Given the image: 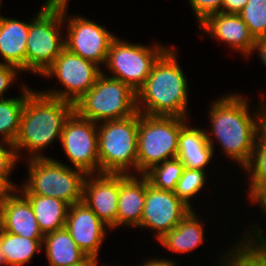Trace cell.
Wrapping results in <instances>:
<instances>
[{
	"instance_id": "cell-6",
	"label": "cell",
	"mask_w": 266,
	"mask_h": 266,
	"mask_svg": "<svg viewBox=\"0 0 266 266\" xmlns=\"http://www.w3.org/2000/svg\"><path fill=\"white\" fill-rule=\"evenodd\" d=\"M29 178L20 194H35L59 198L69 206L82 202L83 186L87 174L80 169L68 167L49 157L28 158Z\"/></svg>"
},
{
	"instance_id": "cell-36",
	"label": "cell",
	"mask_w": 266,
	"mask_h": 266,
	"mask_svg": "<svg viewBox=\"0 0 266 266\" xmlns=\"http://www.w3.org/2000/svg\"><path fill=\"white\" fill-rule=\"evenodd\" d=\"M13 190L14 189L0 176V204Z\"/></svg>"
},
{
	"instance_id": "cell-24",
	"label": "cell",
	"mask_w": 266,
	"mask_h": 266,
	"mask_svg": "<svg viewBox=\"0 0 266 266\" xmlns=\"http://www.w3.org/2000/svg\"><path fill=\"white\" fill-rule=\"evenodd\" d=\"M43 239H29L8 233L0 228V246L5 263L23 266L30 262L34 253L43 246Z\"/></svg>"
},
{
	"instance_id": "cell-3",
	"label": "cell",
	"mask_w": 266,
	"mask_h": 266,
	"mask_svg": "<svg viewBox=\"0 0 266 266\" xmlns=\"http://www.w3.org/2000/svg\"><path fill=\"white\" fill-rule=\"evenodd\" d=\"M73 112L71 102L32 91L24 104L19 132L13 143L18 158L20 148V151L28 150L31 159L46 158L37 154L38 150L50 145L55 138L61 140L64 124Z\"/></svg>"
},
{
	"instance_id": "cell-31",
	"label": "cell",
	"mask_w": 266,
	"mask_h": 266,
	"mask_svg": "<svg viewBox=\"0 0 266 266\" xmlns=\"http://www.w3.org/2000/svg\"><path fill=\"white\" fill-rule=\"evenodd\" d=\"M4 145L7 147H4ZM8 146H10L8 148ZM11 148V149H10ZM9 149V150H8ZM18 160V156L13 144L5 142L0 143V176L14 189L17 187L9 180L8 176L10 175L13 167Z\"/></svg>"
},
{
	"instance_id": "cell-32",
	"label": "cell",
	"mask_w": 266,
	"mask_h": 266,
	"mask_svg": "<svg viewBox=\"0 0 266 266\" xmlns=\"http://www.w3.org/2000/svg\"><path fill=\"white\" fill-rule=\"evenodd\" d=\"M199 25L209 16L222 12L223 0H188ZM221 9V10H220Z\"/></svg>"
},
{
	"instance_id": "cell-42",
	"label": "cell",
	"mask_w": 266,
	"mask_h": 266,
	"mask_svg": "<svg viewBox=\"0 0 266 266\" xmlns=\"http://www.w3.org/2000/svg\"><path fill=\"white\" fill-rule=\"evenodd\" d=\"M2 264L4 265V264H6V263H5V260H4L3 255H2L1 246H0V266H1Z\"/></svg>"
},
{
	"instance_id": "cell-15",
	"label": "cell",
	"mask_w": 266,
	"mask_h": 266,
	"mask_svg": "<svg viewBox=\"0 0 266 266\" xmlns=\"http://www.w3.org/2000/svg\"><path fill=\"white\" fill-rule=\"evenodd\" d=\"M107 225L82 201L68 207L65 228L87 256L98 257Z\"/></svg>"
},
{
	"instance_id": "cell-29",
	"label": "cell",
	"mask_w": 266,
	"mask_h": 266,
	"mask_svg": "<svg viewBox=\"0 0 266 266\" xmlns=\"http://www.w3.org/2000/svg\"><path fill=\"white\" fill-rule=\"evenodd\" d=\"M238 14L254 39L266 36V0H248Z\"/></svg>"
},
{
	"instance_id": "cell-16",
	"label": "cell",
	"mask_w": 266,
	"mask_h": 266,
	"mask_svg": "<svg viewBox=\"0 0 266 266\" xmlns=\"http://www.w3.org/2000/svg\"><path fill=\"white\" fill-rule=\"evenodd\" d=\"M13 193L0 204V228L8 233L29 239H43L34 210L28 199L22 194Z\"/></svg>"
},
{
	"instance_id": "cell-39",
	"label": "cell",
	"mask_w": 266,
	"mask_h": 266,
	"mask_svg": "<svg viewBox=\"0 0 266 266\" xmlns=\"http://www.w3.org/2000/svg\"><path fill=\"white\" fill-rule=\"evenodd\" d=\"M97 257L96 256H86L80 262L72 266H97Z\"/></svg>"
},
{
	"instance_id": "cell-17",
	"label": "cell",
	"mask_w": 266,
	"mask_h": 266,
	"mask_svg": "<svg viewBox=\"0 0 266 266\" xmlns=\"http://www.w3.org/2000/svg\"><path fill=\"white\" fill-rule=\"evenodd\" d=\"M200 26L212 38L220 39L247 57L252 55L255 39L239 14L219 12L209 16Z\"/></svg>"
},
{
	"instance_id": "cell-40",
	"label": "cell",
	"mask_w": 266,
	"mask_h": 266,
	"mask_svg": "<svg viewBox=\"0 0 266 266\" xmlns=\"http://www.w3.org/2000/svg\"><path fill=\"white\" fill-rule=\"evenodd\" d=\"M253 201L259 203L263 213H266V190L262 191Z\"/></svg>"
},
{
	"instance_id": "cell-13",
	"label": "cell",
	"mask_w": 266,
	"mask_h": 266,
	"mask_svg": "<svg viewBox=\"0 0 266 266\" xmlns=\"http://www.w3.org/2000/svg\"><path fill=\"white\" fill-rule=\"evenodd\" d=\"M67 20L65 48L97 65L106 63L110 45L116 36L86 17L73 16Z\"/></svg>"
},
{
	"instance_id": "cell-10",
	"label": "cell",
	"mask_w": 266,
	"mask_h": 266,
	"mask_svg": "<svg viewBox=\"0 0 266 266\" xmlns=\"http://www.w3.org/2000/svg\"><path fill=\"white\" fill-rule=\"evenodd\" d=\"M96 63L84 59L65 48L52 65L41 75L56 76L65 90H47L43 94L75 104L95 84L102 73Z\"/></svg>"
},
{
	"instance_id": "cell-27",
	"label": "cell",
	"mask_w": 266,
	"mask_h": 266,
	"mask_svg": "<svg viewBox=\"0 0 266 266\" xmlns=\"http://www.w3.org/2000/svg\"><path fill=\"white\" fill-rule=\"evenodd\" d=\"M184 169L185 166L176 157L153 166L144 175L153 187L174 192Z\"/></svg>"
},
{
	"instance_id": "cell-21",
	"label": "cell",
	"mask_w": 266,
	"mask_h": 266,
	"mask_svg": "<svg viewBox=\"0 0 266 266\" xmlns=\"http://www.w3.org/2000/svg\"><path fill=\"white\" fill-rule=\"evenodd\" d=\"M202 227L194 210H191L174 229L166 232L158 240L172 252L186 253L202 244Z\"/></svg>"
},
{
	"instance_id": "cell-5",
	"label": "cell",
	"mask_w": 266,
	"mask_h": 266,
	"mask_svg": "<svg viewBox=\"0 0 266 266\" xmlns=\"http://www.w3.org/2000/svg\"><path fill=\"white\" fill-rule=\"evenodd\" d=\"M186 119L138 112V174L144 175L153 166L177 157L179 134L186 125Z\"/></svg>"
},
{
	"instance_id": "cell-33",
	"label": "cell",
	"mask_w": 266,
	"mask_h": 266,
	"mask_svg": "<svg viewBox=\"0 0 266 266\" xmlns=\"http://www.w3.org/2000/svg\"><path fill=\"white\" fill-rule=\"evenodd\" d=\"M18 71L20 70L15 66L0 64V99H4L3 94L15 80Z\"/></svg>"
},
{
	"instance_id": "cell-22",
	"label": "cell",
	"mask_w": 266,
	"mask_h": 266,
	"mask_svg": "<svg viewBox=\"0 0 266 266\" xmlns=\"http://www.w3.org/2000/svg\"><path fill=\"white\" fill-rule=\"evenodd\" d=\"M42 244L45 246L49 266H72L87 256L65 227L45 234Z\"/></svg>"
},
{
	"instance_id": "cell-1",
	"label": "cell",
	"mask_w": 266,
	"mask_h": 266,
	"mask_svg": "<svg viewBox=\"0 0 266 266\" xmlns=\"http://www.w3.org/2000/svg\"><path fill=\"white\" fill-rule=\"evenodd\" d=\"M242 97L231 94L218 99L211 106L209 118L211 133L225 154L245 167L251 159L262 125L261 111L252 117L248 112V101Z\"/></svg>"
},
{
	"instance_id": "cell-35",
	"label": "cell",
	"mask_w": 266,
	"mask_h": 266,
	"mask_svg": "<svg viewBox=\"0 0 266 266\" xmlns=\"http://www.w3.org/2000/svg\"><path fill=\"white\" fill-rule=\"evenodd\" d=\"M258 50L259 57L263 61L264 65L266 66V36L259 37L255 39V43L252 49V52Z\"/></svg>"
},
{
	"instance_id": "cell-8",
	"label": "cell",
	"mask_w": 266,
	"mask_h": 266,
	"mask_svg": "<svg viewBox=\"0 0 266 266\" xmlns=\"http://www.w3.org/2000/svg\"><path fill=\"white\" fill-rule=\"evenodd\" d=\"M101 123L97 127L100 173L131 174L129 167L137 169L138 111Z\"/></svg>"
},
{
	"instance_id": "cell-41",
	"label": "cell",
	"mask_w": 266,
	"mask_h": 266,
	"mask_svg": "<svg viewBox=\"0 0 266 266\" xmlns=\"http://www.w3.org/2000/svg\"><path fill=\"white\" fill-rule=\"evenodd\" d=\"M263 106L261 108V125H262V130L266 132V104L263 102Z\"/></svg>"
},
{
	"instance_id": "cell-20",
	"label": "cell",
	"mask_w": 266,
	"mask_h": 266,
	"mask_svg": "<svg viewBox=\"0 0 266 266\" xmlns=\"http://www.w3.org/2000/svg\"><path fill=\"white\" fill-rule=\"evenodd\" d=\"M29 23L0 16V54L4 64L26 71Z\"/></svg>"
},
{
	"instance_id": "cell-26",
	"label": "cell",
	"mask_w": 266,
	"mask_h": 266,
	"mask_svg": "<svg viewBox=\"0 0 266 266\" xmlns=\"http://www.w3.org/2000/svg\"><path fill=\"white\" fill-rule=\"evenodd\" d=\"M244 169L251 173L248 196L252 202L262 191L266 190V132L262 129L257 135L251 159Z\"/></svg>"
},
{
	"instance_id": "cell-34",
	"label": "cell",
	"mask_w": 266,
	"mask_h": 266,
	"mask_svg": "<svg viewBox=\"0 0 266 266\" xmlns=\"http://www.w3.org/2000/svg\"><path fill=\"white\" fill-rule=\"evenodd\" d=\"M247 2L248 0H223L222 12L238 14Z\"/></svg>"
},
{
	"instance_id": "cell-9",
	"label": "cell",
	"mask_w": 266,
	"mask_h": 266,
	"mask_svg": "<svg viewBox=\"0 0 266 266\" xmlns=\"http://www.w3.org/2000/svg\"><path fill=\"white\" fill-rule=\"evenodd\" d=\"M167 50L159 44L151 48L130 44L117 37L110 45L106 67L114 74L112 78L119 79L137 93L150 75L154 64Z\"/></svg>"
},
{
	"instance_id": "cell-7",
	"label": "cell",
	"mask_w": 266,
	"mask_h": 266,
	"mask_svg": "<svg viewBox=\"0 0 266 266\" xmlns=\"http://www.w3.org/2000/svg\"><path fill=\"white\" fill-rule=\"evenodd\" d=\"M74 111L81 118L98 124L125 119L137 112L136 92L102 72L93 87L74 104Z\"/></svg>"
},
{
	"instance_id": "cell-19",
	"label": "cell",
	"mask_w": 266,
	"mask_h": 266,
	"mask_svg": "<svg viewBox=\"0 0 266 266\" xmlns=\"http://www.w3.org/2000/svg\"><path fill=\"white\" fill-rule=\"evenodd\" d=\"M213 141L205 130L186 124L180 131L177 158L185 168L204 170L213 156Z\"/></svg>"
},
{
	"instance_id": "cell-37",
	"label": "cell",
	"mask_w": 266,
	"mask_h": 266,
	"mask_svg": "<svg viewBox=\"0 0 266 266\" xmlns=\"http://www.w3.org/2000/svg\"><path fill=\"white\" fill-rule=\"evenodd\" d=\"M175 262H172L171 260H159V259H151L148 260V262L146 261V263L142 266H175L174 264Z\"/></svg>"
},
{
	"instance_id": "cell-4",
	"label": "cell",
	"mask_w": 266,
	"mask_h": 266,
	"mask_svg": "<svg viewBox=\"0 0 266 266\" xmlns=\"http://www.w3.org/2000/svg\"><path fill=\"white\" fill-rule=\"evenodd\" d=\"M68 0H47L29 23L26 70L42 75L65 49L60 25L64 23Z\"/></svg>"
},
{
	"instance_id": "cell-12",
	"label": "cell",
	"mask_w": 266,
	"mask_h": 266,
	"mask_svg": "<svg viewBox=\"0 0 266 266\" xmlns=\"http://www.w3.org/2000/svg\"><path fill=\"white\" fill-rule=\"evenodd\" d=\"M191 210L173 191L153 187L146 177V200L140 227L155 230L157 239H160Z\"/></svg>"
},
{
	"instance_id": "cell-23",
	"label": "cell",
	"mask_w": 266,
	"mask_h": 266,
	"mask_svg": "<svg viewBox=\"0 0 266 266\" xmlns=\"http://www.w3.org/2000/svg\"><path fill=\"white\" fill-rule=\"evenodd\" d=\"M31 204L41 232L45 235L65 227L69 205L59 198L23 194Z\"/></svg>"
},
{
	"instance_id": "cell-43",
	"label": "cell",
	"mask_w": 266,
	"mask_h": 266,
	"mask_svg": "<svg viewBox=\"0 0 266 266\" xmlns=\"http://www.w3.org/2000/svg\"><path fill=\"white\" fill-rule=\"evenodd\" d=\"M265 266H266V243H265Z\"/></svg>"
},
{
	"instance_id": "cell-25",
	"label": "cell",
	"mask_w": 266,
	"mask_h": 266,
	"mask_svg": "<svg viewBox=\"0 0 266 266\" xmlns=\"http://www.w3.org/2000/svg\"><path fill=\"white\" fill-rule=\"evenodd\" d=\"M22 89L21 97L0 99V135L3 142L13 144L18 135L24 104L33 91L25 86Z\"/></svg>"
},
{
	"instance_id": "cell-2",
	"label": "cell",
	"mask_w": 266,
	"mask_h": 266,
	"mask_svg": "<svg viewBox=\"0 0 266 266\" xmlns=\"http://www.w3.org/2000/svg\"><path fill=\"white\" fill-rule=\"evenodd\" d=\"M175 52L169 49L157 60L144 85L137 91L139 113L186 118L188 84Z\"/></svg>"
},
{
	"instance_id": "cell-11",
	"label": "cell",
	"mask_w": 266,
	"mask_h": 266,
	"mask_svg": "<svg viewBox=\"0 0 266 266\" xmlns=\"http://www.w3.org/2000/svg\"><path fill=\"white\" fill-rule=\"evenodd\" d=\"M97 124L81 118L75 111L66 120L61 144L75 168L87 175L100 173Z\"/></svg>"
},
{
	"instance_id": "cell-28",
	"label": "cell",
	"mask_w": 266,
	"mask_h": 266,
	"mask_svg": "<svg viewBox=\"0 0 266 266\" xmlns=\"http://www.w3.org/2000/svg\"><path fill=\"white\" fill-rule=\"evenodd\" d=\"M241 242L240 246L235 247V251L231 250L225 254H228L229 258H224V261L222 258L221 266H265V243L256 244L248 240Z\"/></svg>"
},
{
	"instance_id": "cell-38",
	"label": "cell",
	"mask_w": 266,
	"mask_h": 266,
	"mask_svg": "<svg viewBox=\"0 0 266 266\" xmlns=\"http://www.w3.org/2000/svg\"><path fill=\"white\" fill-rule=\"evenodd\" d=\"M258 227L256 226L255 227V230L253 229V232L252 233H255V238H256V240H255V238H252L251 236H250V233L248 234V235H245V239L246 240H248V241H252V242H258V243H266V238H265V236H263L262 234H261V231H260V229H257ZM249 236V237H248ZM250 239V240H249Z\"/></svg>"
},
{
	"instance_id": "cell-30",
	"label": "cell",
	"mask_w": 266,
	"mask_h": 266,
	"mask_svg": "<svg viewBox=\"0 0 266 266\" xmlns=\"http://www.w3.org/2000/svg\"><path fill=\"white\" fill-rule=\"evenodd\" d=\"M205 179V170L185 168L174 193L191 208L190 198L202 189Z\"/></svg>"
},
{
	"instance_id": "cell-14",
	"label": "cell",
	"mask_w": 266,
	"mask_h": 266,
	"mask_svg": "<svg viewBox=\"0 0 266 266\" xmlns=\"http://www.w3.org/2000/svg\"><path fill=\"white\" fill-rule=\"evenodd\" d=\"M91 176L93 174H88L85 178L82 201L110 229L117 227L119 174L98 173V177Z\"/></svg>"
},
{
	"instance_id": "cell-18",
	"label": "cell",
	"mask_w": 266,
	"mask_h": 266,
	"mask_svg": "<svg viewBox=\"0 0 266 266\" xmlns=\"http://www.w3.org/2000/svg\"><path fill=\"white\" fill-rule=\"evenodd\" d=\"M140 179L133 174H119L117 226L140 227L146 200V176Z\"/></svg>"
}]
</instances>
